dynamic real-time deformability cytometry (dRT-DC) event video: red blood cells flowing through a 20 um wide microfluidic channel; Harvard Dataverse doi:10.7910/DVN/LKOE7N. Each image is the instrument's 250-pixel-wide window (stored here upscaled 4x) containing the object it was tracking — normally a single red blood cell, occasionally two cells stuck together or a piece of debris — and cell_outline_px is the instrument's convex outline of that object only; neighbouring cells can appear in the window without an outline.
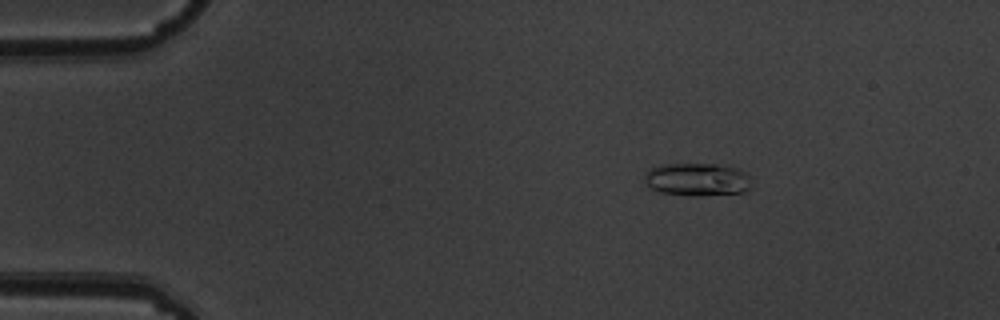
{"species": "common noctule bat (a hibernating species)", "species_latin": "Nyctalus noctula", "temperature_condition": "warm", "stored_images_in_passage": 5, "camera_frame_rate_fps": 3000, "um_per_image_px": 0.085, "animal": {"sex": "male", "body_mass_g": 19.5, "forearm_length_mm": 54.6}, "frame": {"image": 1, "passage_image": 3, "time_ms": 0.667, "image_size_px": [1000, 320], "cell_outline_px": [[752, 188], [748, 192], [700, 196], [688, 196], [660, 192], [652, 188], [644, 180], [644, 176], [648, 168], [664, 164], [712, 164], [740, 168], [748, 172]], "centroid_in_image_um": [59.32, 15.26], "position_along_channel_um": 25.7, "area_um2": 20.98}}